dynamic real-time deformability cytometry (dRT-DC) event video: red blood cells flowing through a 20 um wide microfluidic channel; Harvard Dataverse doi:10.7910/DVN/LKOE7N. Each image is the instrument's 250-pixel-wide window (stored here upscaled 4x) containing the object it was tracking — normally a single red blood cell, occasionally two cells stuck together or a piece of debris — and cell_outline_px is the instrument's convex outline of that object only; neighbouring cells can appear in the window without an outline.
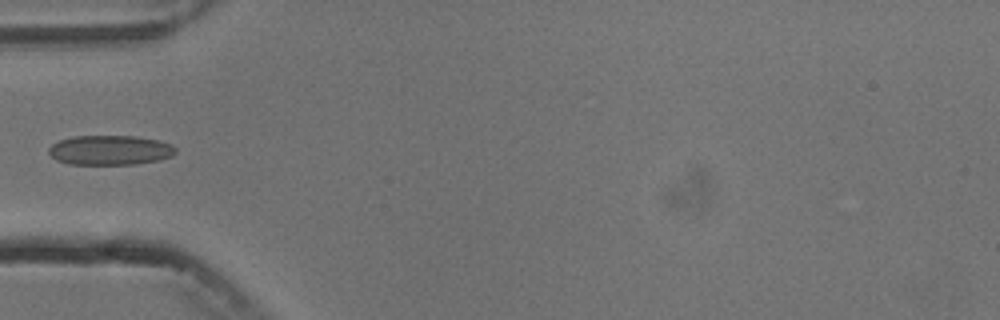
{"species": "common noctule bat (a hibernating species)", "species_latin": "Nyctalus noctula", "temperature_condition": "cold", "stored_images_in_passage": 5, "camera_frame_rate_fps": 3000, "um_per_image_px": 0.085, "animal": {"sex": "male", "body_mass_g": 13.3}, "frame": {"image": 1, "passage_image": 4, "time_ms": 4.333, "image_size_px": [1000, 320], "cell_outline_px": [[176, 152], [172, 156], [160, 160], [136, 164], [68, 164], [56, 160], [48, 152], [48, 148], [52, 144], [60, 140], [72, 136], [136, 136], [160, 140], [172, 144], [176, 148]], "centroid_in_image_um": [9.38, 12.76], "position_along_channel_um": 75.6, "area_um2": 22.14}}
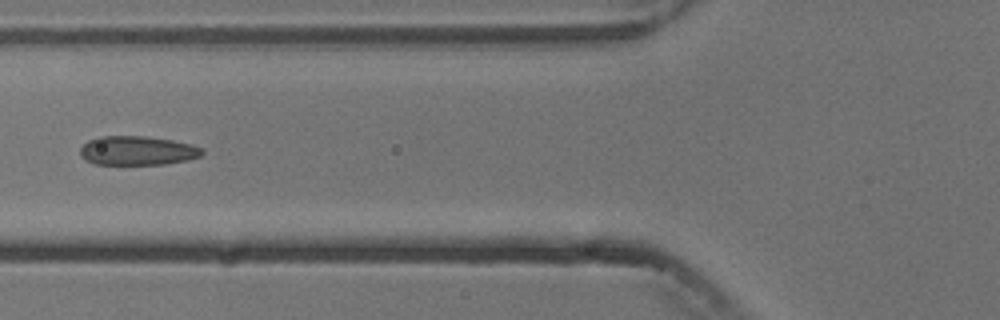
{"frame": {"image": 2, "passage_image": 5, "time_ms": 5.333, "image_size_px": [1000, 320], "cell_outline_px": [[204, 152], [200, 156], [188, 160], [164, 164], [96, 164], [84, 160], [80, 156], [80, 148], [88, 140], [100, 136], [144, 136], [172, 140], [204, 148]], "centroid_in_image_um": [11.66, 12.8], "position_along_channel_um": 114.1, "area_um2": 20.69}}